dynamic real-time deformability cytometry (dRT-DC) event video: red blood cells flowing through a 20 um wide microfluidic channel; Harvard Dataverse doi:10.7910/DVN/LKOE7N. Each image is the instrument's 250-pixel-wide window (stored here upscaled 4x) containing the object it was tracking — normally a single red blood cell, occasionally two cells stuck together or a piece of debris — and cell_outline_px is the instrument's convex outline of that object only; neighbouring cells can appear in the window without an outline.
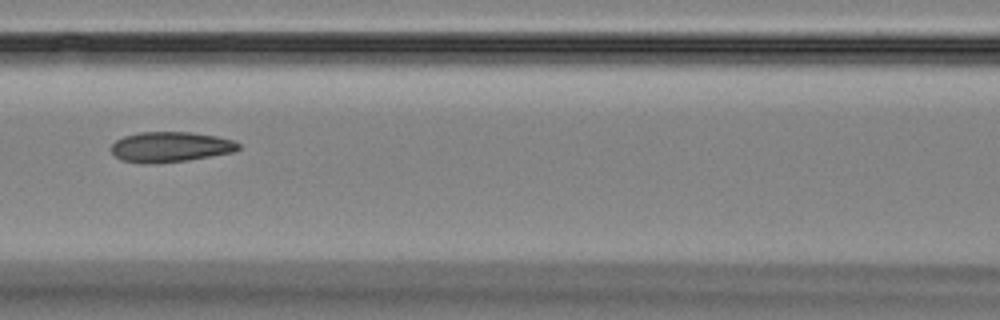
{"species": "Egyptian fruit bat (a non-hibernating species)", "species_latin": "Rousettus aegyptiacus", "temperature_condition": "room temperature", "stored_images_in_passage": 3, "camera_frame_rate_fps": 3000, "um_per_image_px": 0.085, "animal": {"sex": "female"}, "frame": {"image": 1, "passage_image": 3, "time_ms": 2.333, "image_size_px": [1000, 320], "cell_outline_px": [[240, 148], [232, 152], [184, 160], [144, 164], [124, 160], [116, 156], [112, 152], [112, 144], [116, 140], [124, 136], [140, 132], [192, 132], [216, 136], [232, 140], [240, 144]], "centroid_in_image_um": [14.47, 12.47], "position_along_channel_um": 152.1, "area_um2": 22.02}}